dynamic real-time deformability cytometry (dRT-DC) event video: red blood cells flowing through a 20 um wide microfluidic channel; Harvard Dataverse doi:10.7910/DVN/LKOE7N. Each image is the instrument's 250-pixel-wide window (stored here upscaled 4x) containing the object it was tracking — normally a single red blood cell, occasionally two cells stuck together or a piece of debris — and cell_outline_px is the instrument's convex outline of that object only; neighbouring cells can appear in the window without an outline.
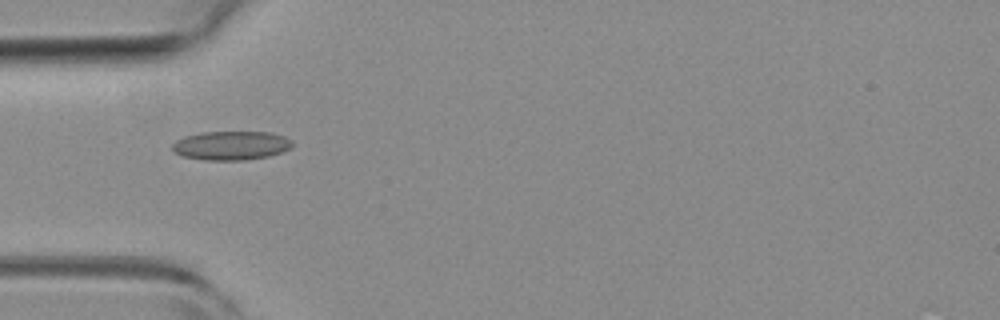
{"species": "common noctule bat (a hibernating species)", "species_latin": "Nyctalus noctula", "temperature_condition": "room temperature", "stored_images_in_passage": 6, "camera_frame_rate_fps": 3000, "um_per_image_px": 0.085, "animal": {"sex": "female", "body_mass_g": 19.3, "forearm_length_mm": 54.1}, "frame": {"image": 1, "passage_image": 5, "time_ms": 1.333, "image_size_px": [1000, 320], "cell_outline_px": [[292, 148], [284, 152], [268, 156], [244, 160], [204, 160], [184, 156], [176, 152], [172, 148], [172, 144], [176, 140], [184, 136], [200, 132], [272, 132], [284, 136], [292, 140]], "centroid_in_image_um": [19.68, 12.36], "position_along_channel_um": 65.3, "area_um2": 20.35}}
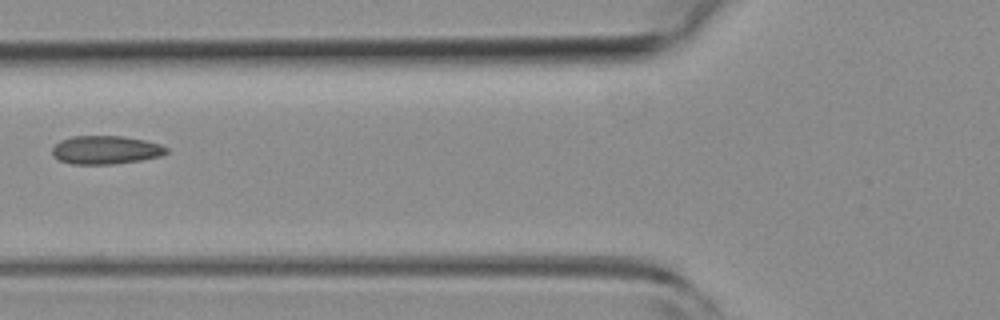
{"frame": {"image": 2, "passage_image": 6, "time_ms": 1.667, "image_size_px": [1000, 320], "cell_outline_px": [[168, 152], [160, 156], [140, 160], [112, 164], [72, 164], [60, 160], [52, 156], [52, 148], [60, 140], [72, 136], [124, 136], [144, 140], [160, 144], [168, 148]], "centroid_in_image_um": [8.97, 12.74], "position_along_channel_um": 116.8, "area_um2": 18.9}}